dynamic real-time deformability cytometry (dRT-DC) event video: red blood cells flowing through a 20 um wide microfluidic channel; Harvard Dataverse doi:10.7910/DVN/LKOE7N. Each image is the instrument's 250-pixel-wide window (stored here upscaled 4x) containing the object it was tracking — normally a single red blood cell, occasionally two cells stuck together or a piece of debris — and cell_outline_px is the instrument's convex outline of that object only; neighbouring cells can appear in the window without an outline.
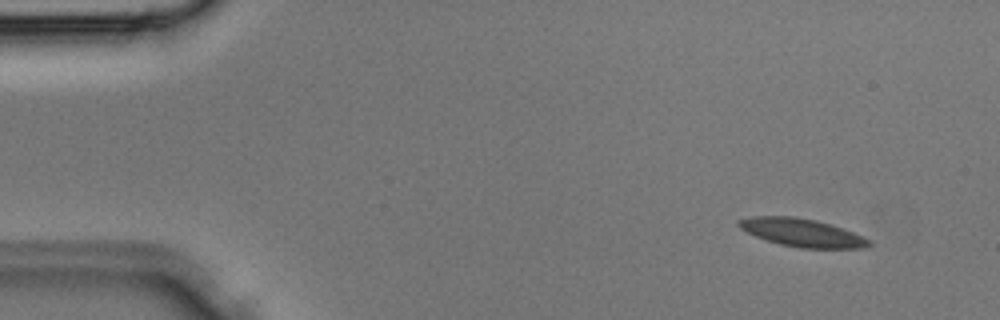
{"species": "Egyptian fruit bat (a non-hibernating species)", "species_latin": "Rousettus aegyptiacus", "temperature_condition": "room temperature", "stored_images_in_passage": 27, "camera_frame_rate_fps": 3000, "um_per_image_px": 0.085, "animal": {"sex": "male"}, "frame": {"image": 1, "passage_image": 4, "time_ms": 1.0, "image_size_px": [1000, 320], "cell_outline_px": [[864, 244], [828, 248], [824, 248], [788, 244], [772, 240], [752, 232], [744, 224], [756, 220], [804, 220], [820, 224], [844, 232], [864, 240]], "centroid_in_image_um": [68.24, 19.85], "position_along_channel_um": 16.8, "area_um2": 15.55}}
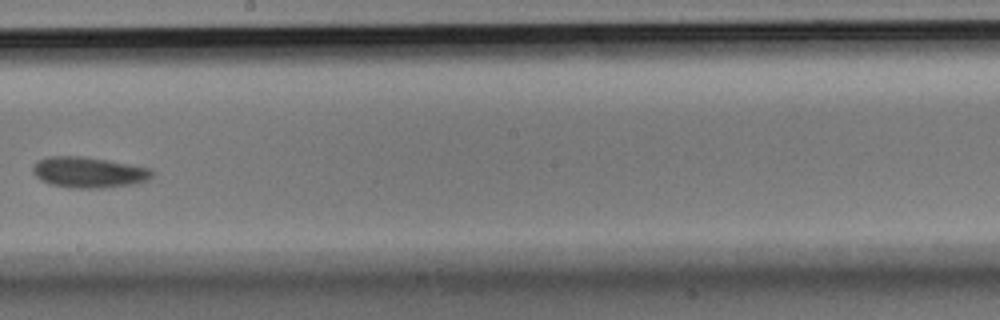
{"frame": {"image": 2, "passage_image": 21, "time_ms": 6.667, "image_size_px": [1000, 320], "cell_outline_px": [[144, 172], [140, 176], [124, 180], [52, 180], [44, 176], [40, 172], [40, 164], [48, 160], [68, 160], [104, 164], [128, 168]], "centroid_in_image_um": [7.25, 14.55], "position_along_channel_um": 240.9, "area_um2": 11.5}}
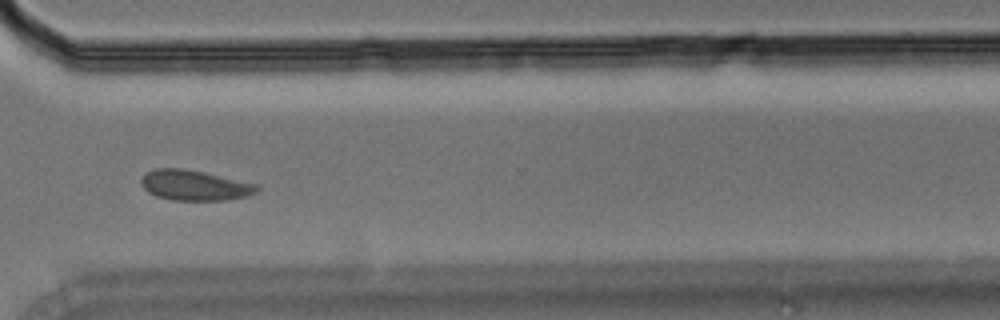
{"frame": {"image": 3, "passage_image": 27, "time_ms": 8.667, "image_size_px": [1000, 320], "cell_outline_px": [[244, 192], [232, 196], [196, 200], [164, 196], [152, 192], [144, 184], [144, 180], [152, 172], [192, 172], [208, 176], [244, 188]], "centroid_in_image_um": [16.14, 15.8], "position_along_channel_um": 354.5, "area_um2": 14.45}}